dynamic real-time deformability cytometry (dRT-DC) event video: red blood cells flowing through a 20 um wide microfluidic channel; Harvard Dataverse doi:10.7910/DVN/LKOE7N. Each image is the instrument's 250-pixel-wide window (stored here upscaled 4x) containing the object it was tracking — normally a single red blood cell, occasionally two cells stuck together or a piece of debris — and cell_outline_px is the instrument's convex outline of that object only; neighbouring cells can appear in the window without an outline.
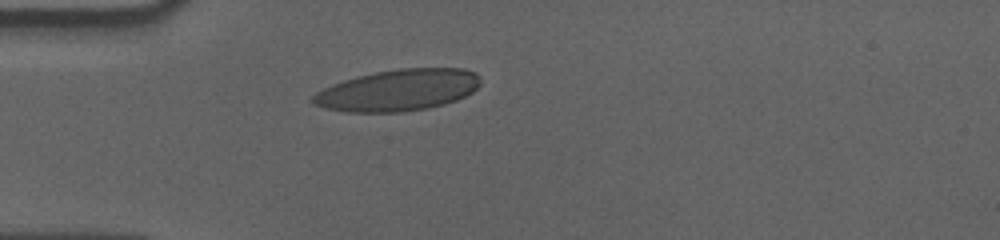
{"species": "human", "species_latin": "Homo sapiens", "temperature_condition": "cold", "stored_images_in_passage": 42, "camera_frame_rate_fps": 3000, "um_per_image_px": 0.085, "donor": {"sex": "male"}, "frame": {"image": 1, "passage_image": 1, "time_ms": 0.0, "image_size_px": [1000, 240], "cell_outline_px": [[480, 84], [472, 92], [456, 100], [444, 104], [428, 108], [404, 112], [344, 112], [324, 108], [312, 104], [308, 100], [316, 92], [332, 84], [356, 76], [376, 72], [400, 68], [464, 68], [476, 72], [480, 76]], "centroid_in_image_um": [33.81, 7.67], "position_along_channel_um": 51.2, "area_um2": 40.86}}
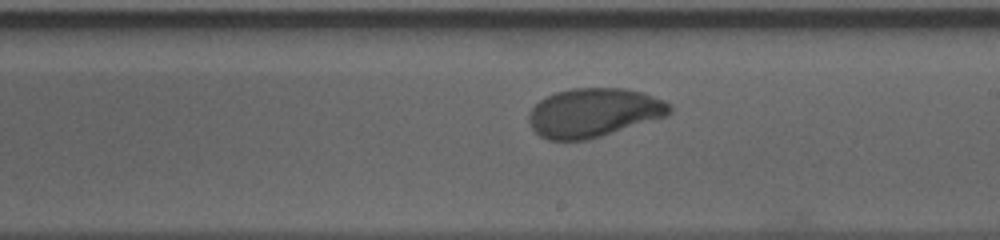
{"frame": {"image": 2, "passage_image": 18, "time_ms": 5.667, "image_size_px": [1000, 240], "cell_outline_px": [[672, 112], [668, 116], [588, 140], [548, 140], [540, 136], [532, 128], [528, 120], [528, 112], [540, 100], [556, 92], [572, 88], [624, 88], [644, 92], [664, 100], [672, 104]], "centroid_in_image_um": [50.5, 9.57], "position_along_channel_um": 238.5, "area_um2": 40.4}}
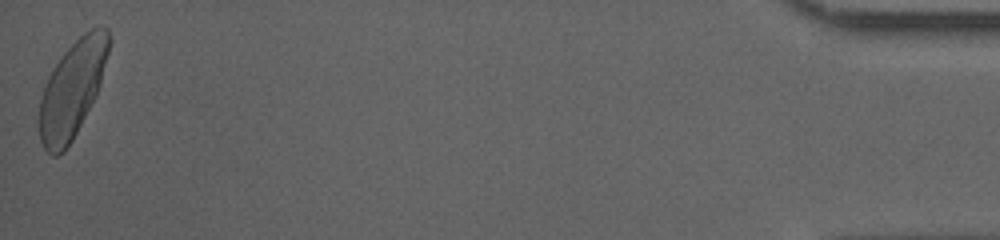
{"frame": {"image": 3, "passage_image": 42, "time_ms": 13.667, "image_size_px": [1000, 240], "cell_outline_px": [[112, 40], [100, 84], [96, 96], [72, 140], [64, 152], [56, 156], [52, 156], [44, 148], [40, 140], [40, 100], [48, 76], [52, 68], [60, 56], [84, 32], [96, 24], [108, 28]], "centroid_in_image_um": [6.18, 7.52], "position_along_channel_um": 429.0, "area_um2": 39.19}, "authors_computed_cell_mechanics": {"area_um2": 39.2751, "velocity_mm_per_s": 3.5299, "shape_relaxation_time_tau1_ms": 4.4663, "shape_relaxation_time_tau2_ms": 1.1388, "deformation_change_tau1": 0.1717, "deformation_change_tau2": 0.0536}}